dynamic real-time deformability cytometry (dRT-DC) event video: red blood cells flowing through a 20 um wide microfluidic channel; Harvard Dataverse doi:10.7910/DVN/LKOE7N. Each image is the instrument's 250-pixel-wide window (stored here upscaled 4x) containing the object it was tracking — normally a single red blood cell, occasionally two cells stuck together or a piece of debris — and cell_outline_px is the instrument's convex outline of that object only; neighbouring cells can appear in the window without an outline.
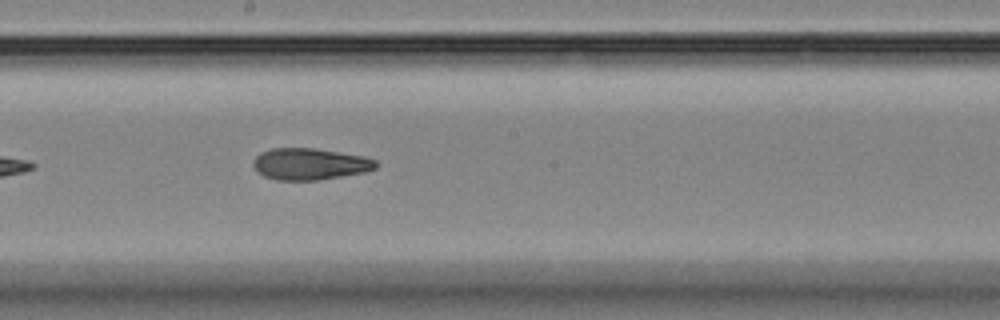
{"species": "Egyptian fruit bat (a non-hibernating species)", "species_latin": "Rousettus aegyptiacus", "temperature_condition": "room temperature", "stored_images_in_passage": 25, "camera_frame_rate_fps": 3000, "um_per_image_px": 0.085, "animal": {"sex": "female"}, "frame": {"image": 1, "passage_image": 15, "time_ms": 4.667, "image_size_px": [1000, 320], "cell_outline_px": [[376, 168], [368, 172], [320, 180], [276, 180], [264, 176], [252, 164], [252, 160], [260, 152], [272, 148], [316, 148], [364, 156], [376, 160]], "centroid_in_image_um": [26.36, 13.94], "position_along_channel_um": 221.8, "area_um2": 22.77}}
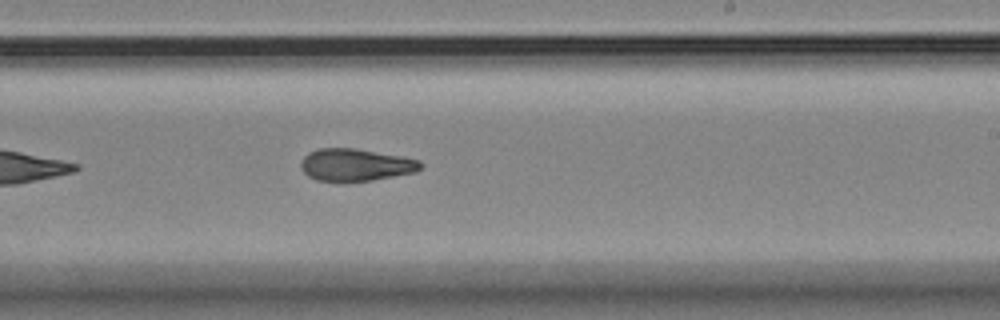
{"frame": {"image": 2, "passage_image": 18, "time_ms": 5.667, "image_size_px": [1000, 320], "cell_outline_px": [[424, 164], [416, 172], [372, 180], [316, 180], [308, 176], [300, 168], [300, 160], [308, 152], [316, 148], [356, 148], [400, 156], [420, 160]], "centroid_in_image_um": [30.21, 13.99], "position_along_channel_um": 258.8, "area_um2": 22.43}}
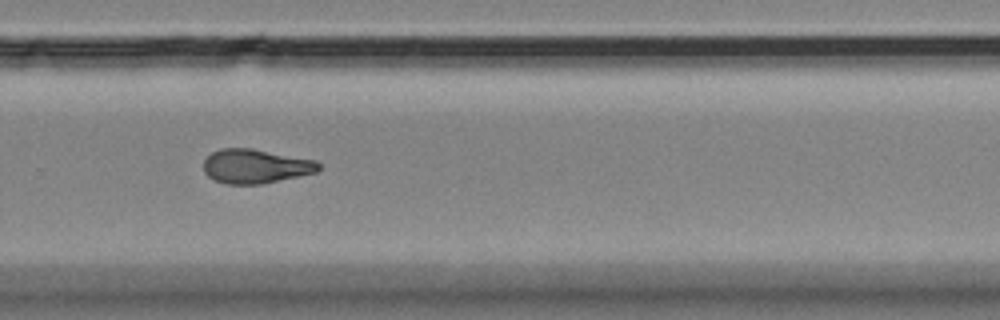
{"frame": {"image": 3, "passage_image": 22, "time_ms": 7.0, "image_size_px": [1000, 320], "cell_outline_px": [[320, 168], [316, 172], [300, 176], [264, 184], [224, 184], [212, 180], [204, 172], [204, 160], [212, 152], [220, 148], [252, 148], [316, 160], [320, 164]], "centroid_in_image_um": [21.71, 14.14], "position_along_channel_um": 308.1, "area_um2": 23.18}}